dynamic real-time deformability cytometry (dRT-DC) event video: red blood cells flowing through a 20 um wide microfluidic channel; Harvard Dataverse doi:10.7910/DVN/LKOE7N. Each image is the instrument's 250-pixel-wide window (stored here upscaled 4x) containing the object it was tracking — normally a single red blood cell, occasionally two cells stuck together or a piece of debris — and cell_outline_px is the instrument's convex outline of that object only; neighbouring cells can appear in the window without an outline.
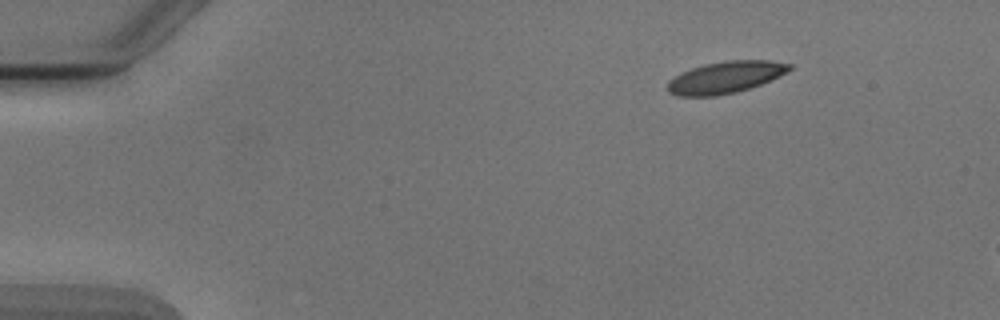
{"species": "Egyptian fruit bat (a non-hibernating species)", "species_latin": "Rousettus aegyptiacus", "temperature_condition": "cold", "stored_images_in_passage": 4, "segment_of_instrument_passage": [2, 2], "camera_frame_rate_fps": 3000, "um_per_image_px": 0.085, "animal": {"sex": "male"}, "frame": {"image": 1, "passage_image": 4, "time_ms": 4.333, "image_size_px": [1000, 320], "cell_outline_px": [[792, 68], [780, 76], [760, 84], [736, 92], [716, 96], [676, 96], [668, 92], [668, 80], [680, 72], [704, 64], [728, 60], [768, 60], [792, 64]], "centroid_in_image_um": [61.63, 6.57], "position_along_channel_um": 23.4, "area_um2": 22.6}}